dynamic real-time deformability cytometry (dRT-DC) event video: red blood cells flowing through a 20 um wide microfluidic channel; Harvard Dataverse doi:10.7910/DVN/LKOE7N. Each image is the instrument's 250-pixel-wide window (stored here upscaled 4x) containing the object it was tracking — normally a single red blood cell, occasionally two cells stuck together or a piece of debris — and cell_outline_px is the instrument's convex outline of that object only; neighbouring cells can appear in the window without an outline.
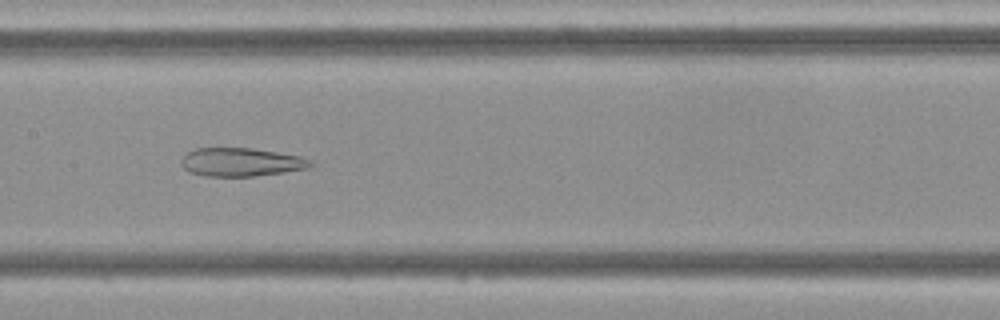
{"species": "Egyptian fruit bat (a non-hibernating species)", "species_latin": "Rousettus aegyptiacus", "temperature_condition": "cold", "stored_images_in_passage": 47, "camera_frame_rate_fps": 3000, "um_per_image_px": 0.085, "frame": {"image": 1, "passage_image": 23, "time_ms": 7.333, "image_size_px": [1000, 320], "cell_outline_px": [[316, 164], [308, 168], [284, 172], [252, 176], [208, 176], [188, 172], [180, 164], [180, 160], [188, 152], [196, 148], [252, 148], [300, 156], [312, 160]], "centroid_in_image_um": [20.5, 13.78], "position_along_channel_um": 186.9, "area_um2": 21.44}}
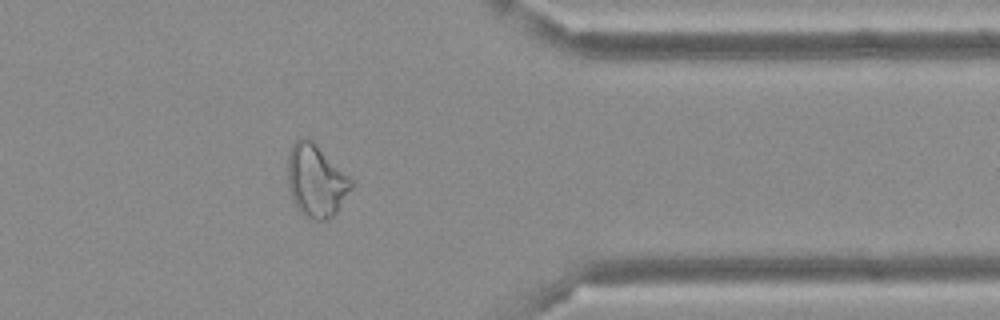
{"frame": {"image": 2, "passage_image": 38, "time_ms": 12.333, "image_size_px": [1000, 320], "cell_outline_px": [[356, 184], [336, 212], [328, 220], [308, 220], [296, 208], [292, 200], [288, 188], [288, 156], [292, 144], [300, 136], [308, 136]], "centroid_in_image_um": [26.85, 15.38], "position_along_channel_um": 384.6, "area_um2": 27.17}}
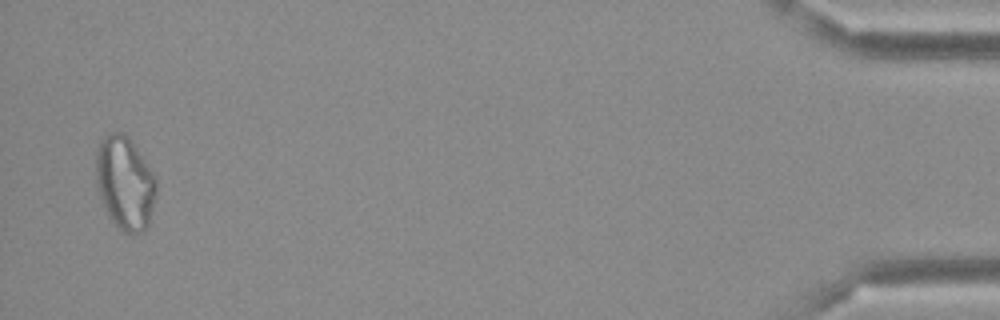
{"frame": {"image": 3, "passage_image": 46, "time_ms": 15.0, "image_size_px": [1000, 320], "cell_outline_px": [[156, 192], [148, 224], [140, 232], [124, 232], [108, 216], [100, 196], [96, 184], [96, 148], [100, 140], [104, 136], [112, 132], [124, 132], [132, 140], [156, 176]], "centroid_in_image_um": [10.61, 15.48], "position_along_channel_um": 424.6, "area_um2": 32.71}}